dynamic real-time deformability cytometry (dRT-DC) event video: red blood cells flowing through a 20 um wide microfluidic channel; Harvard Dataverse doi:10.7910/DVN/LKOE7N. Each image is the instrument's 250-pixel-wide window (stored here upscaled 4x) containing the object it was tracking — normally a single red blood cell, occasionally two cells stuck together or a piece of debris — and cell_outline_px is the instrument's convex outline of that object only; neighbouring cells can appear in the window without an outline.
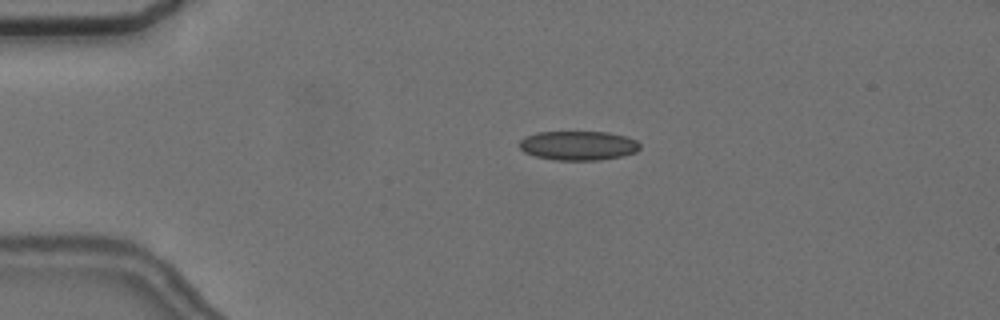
{"species": "common noctule bat (a hibernating species)", "species_latin": "Nyctalus noctula", "temperature_condition": "cold", "stored_images_in_passage": 5, "camera_frame_rate_fps": 3000, "um_per_image_px": 0.085, "animal": {"sex": "female", "body_mass_g": 24.6, "forearm_length_mm": 56.2}, "frame": {"image": 1, "passage_image": 4, "time_ms": 3.333, "image_size_px": [1000, 320], "cell_outline_px": [[640, 148], [636, 152], [620, 156], [600, 160], [552, 160], [536, 156], [524, 152], [520, 148], [520, 140], [524, 136], [536, 132], [608, 132], [624, 136], [636, 140], [640, 144]], "centroid_in_image_um": [49.13, 12.37], "position_along_channel_um": 35.9, "area_um2": 20.58}}